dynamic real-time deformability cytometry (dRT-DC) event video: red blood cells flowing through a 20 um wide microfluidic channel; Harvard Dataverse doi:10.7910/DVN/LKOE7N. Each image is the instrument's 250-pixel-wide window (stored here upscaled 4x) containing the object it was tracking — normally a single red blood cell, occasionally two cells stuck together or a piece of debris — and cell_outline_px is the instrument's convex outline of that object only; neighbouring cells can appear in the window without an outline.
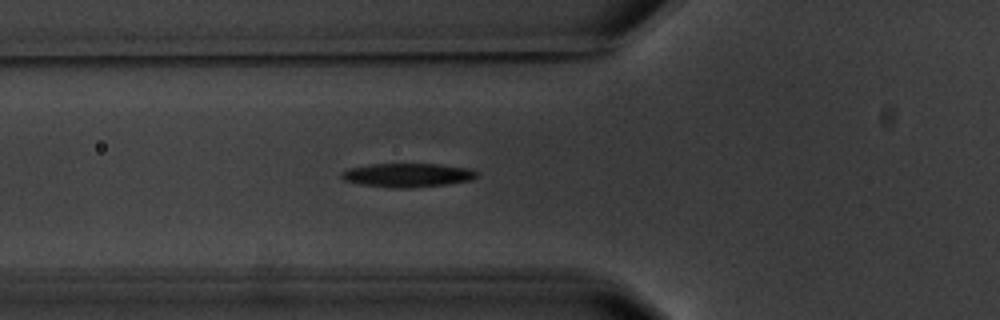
{"species": "common noctule bat (a hibernating species)", "species_latin": "Nyctalus noctula", "temperature_condition": "warm", "stored_images_in_passage": 4, "camera_frame_rate_fps": 3000, "um_per_image_px": 0.085, "animal": {"sex": "male", "body_mass_g": 20.1, "forearm_length_mm": 53.5}, "frame": {"image": 1, "passage_image": 4, "time_ms": 4.333, "image_size_px": [1000, 320], "cell_outline_px": [[480, 176], [472, 180], [448, 184], [412, 188], [392, 188], [360, 184], [344, 180], [340, 176], [348, 168], [372, 164], [440, 164], [472, 168], [480, 172]], "centroid_in_image_um": [34.74, 14.89], "position_along_channel_um": 91.1, "area_um2": 19.07}}